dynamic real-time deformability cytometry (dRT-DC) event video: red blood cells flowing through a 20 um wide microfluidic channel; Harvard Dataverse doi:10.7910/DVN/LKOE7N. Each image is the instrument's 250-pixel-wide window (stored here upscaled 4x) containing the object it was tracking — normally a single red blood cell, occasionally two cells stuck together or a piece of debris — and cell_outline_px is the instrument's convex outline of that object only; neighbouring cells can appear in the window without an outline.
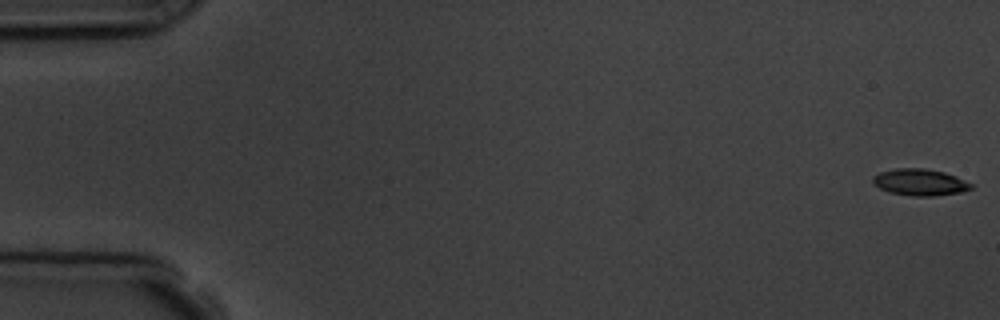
{"species": "common noctule bat (a hibernating species)", "species_latin": "Nyctalus noctula", "temperature_condition": "room temperature", "stored_images_in_passage": 6, "camera_frame_rate_fps": 3000, "um_per_image_px": 0.085, "animal": {"sex": "male", "body_mass_g": 19.5, "forearm_length_mm": 54.6}, "frame": {"image": 1, "passage_image": 1, "time_ms": 0.0, "image_size_px": [1000, 320], "cell_outline_px": [[976, 184], [972, 188], [960, 192], [932, 196], [912, 196], [888, 192], [872, 184], [872, 176], [880, 172], [896, 168], [924, 168], [944, 172], [956, 176]], "centroid_in_image_um": [78.2, 15.49], "position_along_channel_um": 6.8, "area_um2": 15.43}}
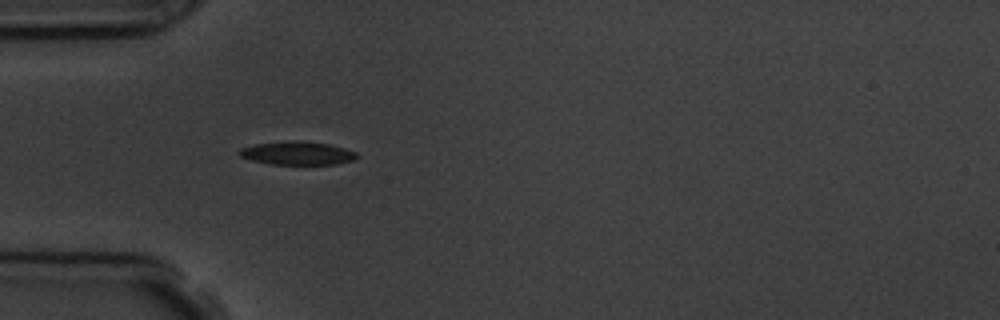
{"frame": {"image": 2, "passage_image": 5, "time_ms": 5.333, "image_size_px": [1000, 320], "cell_outline_px": [[360, 156], [352, 160], [336, 164], [268, 164], [252, 160], [240, 156], [236, 152], [240, 148], [256, 144], [292, 140], [328, 144], [344, 148], [356, 152]], "centroid_in_image_um": [25.25, 13.02], "position_along_channel_um": 59.8, "area_um2": 15.9}}